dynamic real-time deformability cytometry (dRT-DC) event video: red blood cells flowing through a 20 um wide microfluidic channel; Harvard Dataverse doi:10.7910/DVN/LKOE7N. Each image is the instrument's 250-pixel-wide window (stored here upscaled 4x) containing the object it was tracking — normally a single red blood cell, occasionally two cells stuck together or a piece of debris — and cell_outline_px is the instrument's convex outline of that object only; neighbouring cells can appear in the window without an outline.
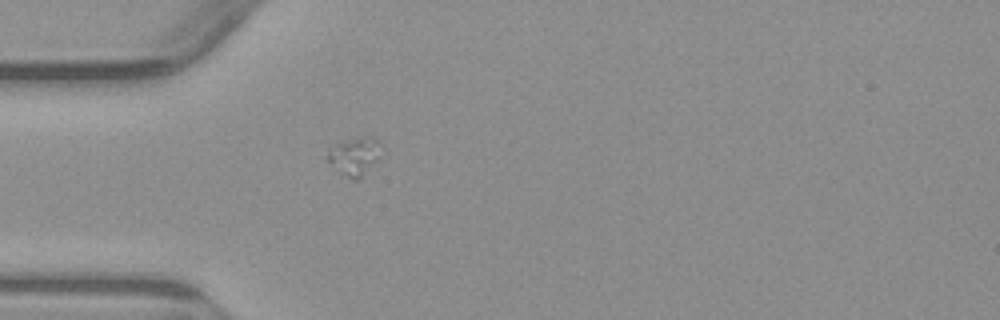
{"species": "common noctule bat (a hibernating species)", "species_latin": "Nyctalus noctula", "temperature_condition": "warm", "stored_images_in_passage": 1, "camera_frame_rate_fps": 3000, "um_per_image_px": 0.085, "animal": {"sex": "male", "body_mass_g": 23.1, "forearm_length_mm": 52.7}, "frame": {"image": 1, "passage_image": 1, "time_ms": 0.0, "image_size_px": [1000, 320], "cell_outline_px": [[380, 140], [376, 160], [356, 180], [352, 180], [340, 172], [324, 156], [328, 148], [344, 140], [356, 136], [376, 136]], "centroid_in_image_um": [30.08, 13.2], "position_along_channel_um": 54.9, "area_um2": 11.68}}